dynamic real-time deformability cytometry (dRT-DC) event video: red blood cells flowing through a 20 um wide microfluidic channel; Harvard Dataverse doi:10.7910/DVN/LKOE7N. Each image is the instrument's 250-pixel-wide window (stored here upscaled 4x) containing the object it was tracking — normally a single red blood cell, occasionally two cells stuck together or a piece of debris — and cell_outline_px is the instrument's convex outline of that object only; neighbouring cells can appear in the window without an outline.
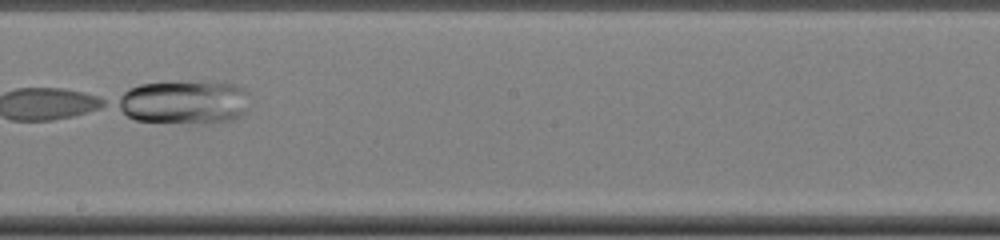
{"species": "common noctule bat (a hibernating species)", "species_latin": "Nyctalus noctula", "temperature_condition": "cold", "stored_images_in_passage": 25, "camera_frame_rate_fps": 3000, "um_per_image_px": 0.085, "animal": {"sex": "female", "body_mass_g": 22.0, "forearm_length_mm": 56.7}, "frame": {"image": 1, "passage_image": 13, "time_ms": 4.0, "image_size_px": [1000, 240], "cell_outline_px": [[196, 88], [192, 112], [188, 116], [176, 120], [140, 120], [128, 116], [124, 112], [124, 96], [132, 88], [148, 84], [192, 84]], "centroid_in_image_um": [13.6, 8.65], "position_along_channel_um": 234.6, "area_um2": 16.7}}